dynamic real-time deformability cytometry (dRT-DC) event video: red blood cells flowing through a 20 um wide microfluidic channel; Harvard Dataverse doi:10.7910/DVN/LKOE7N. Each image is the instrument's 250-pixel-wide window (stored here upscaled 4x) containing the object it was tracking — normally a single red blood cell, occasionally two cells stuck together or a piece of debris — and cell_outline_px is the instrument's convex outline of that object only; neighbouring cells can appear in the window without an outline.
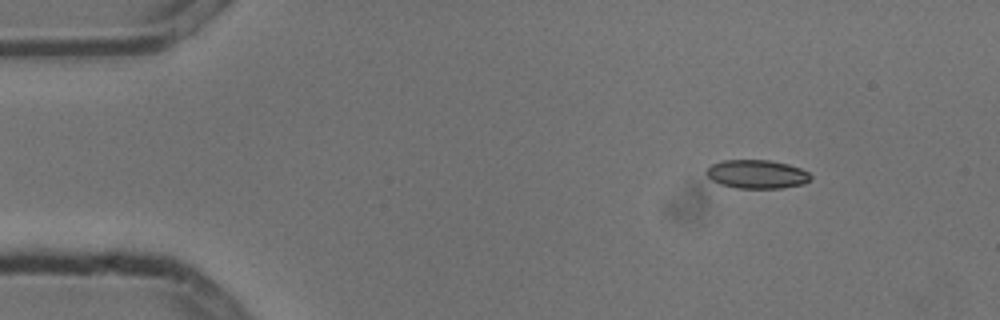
{"species": "common noctule bat (a hibernating species)", "species_latin": "Nyctalus noctula", "temperature_condition": "cold", "stored_images_in_passage": 5, "camera_frame_rate_fps": 3000, "um_per_image_px": 0.085, "animal": {"sex": "male", "body_mass_g": 13.3}, "frame": {"image": 1, "passage_image": 1, "time_ms": 0.0, "image_size_px": [1000, 320], "cell_outline_px": [[812, 180], [804, 184], [784, 188], [736, 188], [720, 184], [712, 180], [704, 172], [712, 164], [724, 160], [768, 160], [788, 164], [800, 168], [808, 172], [812, 176]], "centroid_in_image_um": [64.36, 14.81], "position_along_channel_um": 20.6, "area_um2": 17.51}}
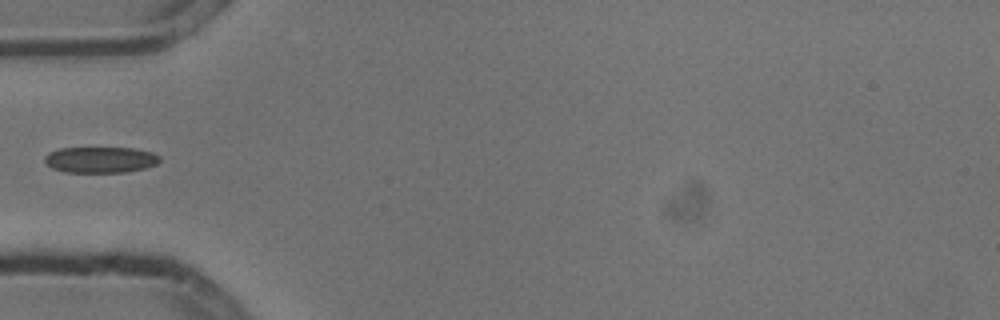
{"frame": {"image": 2, "passage_image": 4, "time_ms": 1.0, "image_size_px": [1000, 320], "cell_outline_px": [[160, 160], [156, 164], [144, 168], [124, 172], [64, 172], [52, 168], [44, 164], [44, 156], [48, 152], [60, 148], [132, 148], [152, 152], [160, 156]], "centroid_in_image_um": [8.49, 13.58], "position_along_channel_um": 76.5, "area_um2": 17.51}}
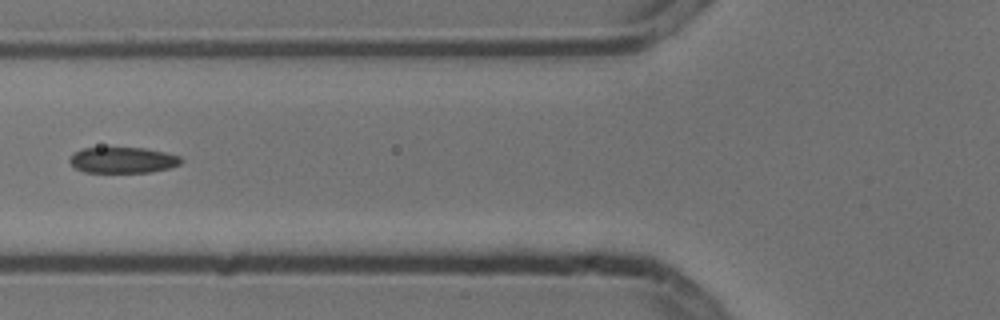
{"frame": {"image": 3, "passage_image": 5, "time_ms": 1.333, "image_size_px": [1000, 320], "cell_outline_px": [[184, 160], [180, 164], [168, 168], [152, 172], [84, 172], [76, 168], [68, 160], [72, 152], [80, 148], [144, 148], [164, 152], [180, 156]], "centroid_in_image_um": [10.42, 13.6], "position_along_channel_um": 115.4, "area_um2": 16.88}}